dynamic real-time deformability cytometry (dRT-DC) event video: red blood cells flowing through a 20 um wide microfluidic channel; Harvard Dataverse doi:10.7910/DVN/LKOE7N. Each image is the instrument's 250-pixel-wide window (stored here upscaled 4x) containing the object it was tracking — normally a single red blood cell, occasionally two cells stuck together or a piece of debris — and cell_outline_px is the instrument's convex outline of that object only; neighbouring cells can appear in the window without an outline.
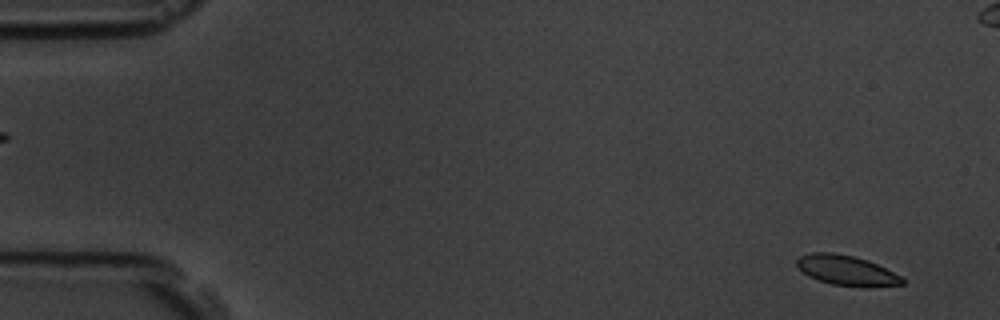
{"species": "common noctule bat (a hibernating species)", "species_latin": "Nyctalus noctula", "temperature_condition": "room temperature", "stored_images_in_passage": 59, "camera_frame_rate_fps": 3000, "um_per_image_px": 0.085, "animal": {"sex": "male", "body_mass_g": 19.5, "forearm_length_mm": 54.6}, "frame": {"image": 1, "passage_image": 3, "time_ms": 0.667, "image_size_px": [1000, 320], "cell_outline_px": [[904, 284], [872, 288], [864, 288], [832, 284], [816, 280], [808, 276], [796, 264], [796, 260], [800, 256], [812, 252], [832, 252], [852, 256], [868, 260], [900, 276], [904, 280]], "centroid_in_image_um": [71.96, 23.01], "position_along_channel_um": 13.0, "area_um2": 18.55}}
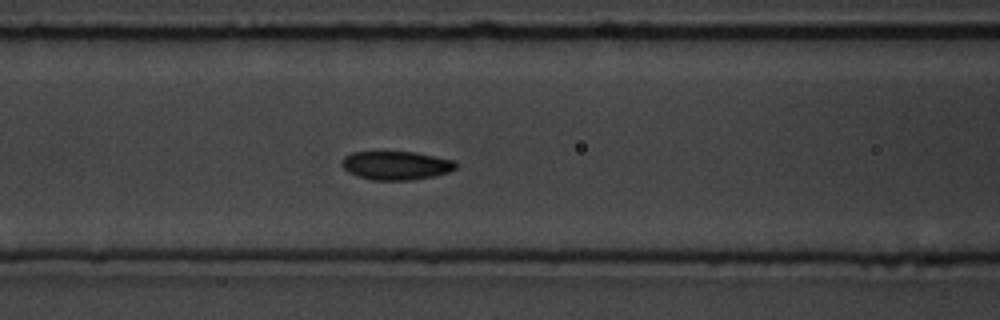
{"frame": {"image": 2, "passage_image": 24, "time_ms": 7.667, "image_size_px": [1000, 320], "cell_outline_px": [[460, 164], [456, 168], [448, 172], [436, 176], [412, 180], [372, 180], [356, 176], [348, 172], [340, 164], [344, 156], [352, 152], [416, 152], [456, 160]], "centroid_in_image_um": [33.7, 14.06], "position_along_channel_um": 132.9, "area_um2": 19.36}}
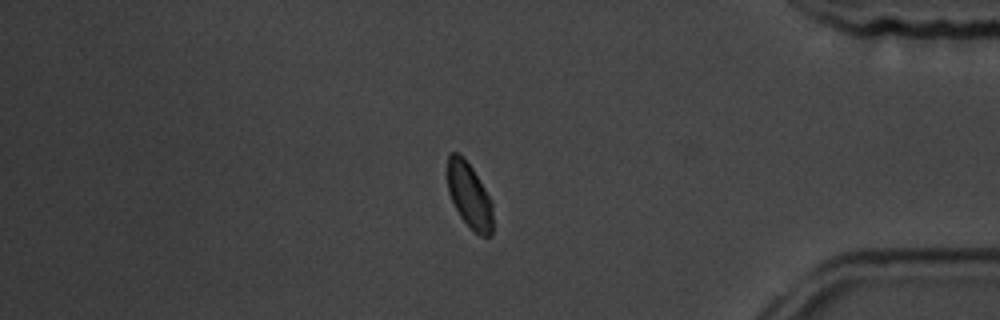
{"frame": {"image": 3, "passage_image": 49, "time_ms": 16.0, "image_size_px": [1000, 320], "cell_outline_px": [[492, 236], [480, 236], [460, 216], [448, 192], [448, 152], [460, 152], [464, 156], [472, 168], [492, 200]], "centroid_in_image_um": [39.9, 16.57], "position_along_channel_um": 395.3, "area_um2": 17.22}, "authors_computed_cell_mechanics": {"area_um2": 18.785, "velocity_mm_per_s": 3.5116, "shape_relaxation_time_tau1_ms": 4.1641, "shape_relaxation_time_tau2_ms": null, "deformation_change_tau1": 0.095, "deformation_change_tau2": null}}